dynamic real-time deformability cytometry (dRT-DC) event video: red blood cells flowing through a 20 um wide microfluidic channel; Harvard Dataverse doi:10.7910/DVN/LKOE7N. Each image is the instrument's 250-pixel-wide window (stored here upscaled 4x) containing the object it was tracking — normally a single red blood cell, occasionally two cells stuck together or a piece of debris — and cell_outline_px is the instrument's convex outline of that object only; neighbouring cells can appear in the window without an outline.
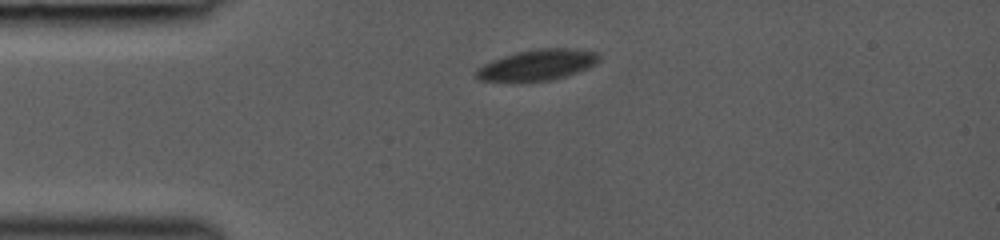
{"species": "common noctule bat (a hibernating species)", "species_latin": "Nyctalus noctula", "temperature_condition": "room temperature", "stored_images_in_passage": 21, "camera_frame_rate_fps": 3000, "um_per_image_px": 0.085, "animal": {"sex": "female", "body_mass_g": 19.0, "forearm_length_mm": 53.3}, "frame": {"image": 1, "passage_image": 1, "time_ms": 0.0, "image_size_px": [1000, 240], "cell_outline_px": [[600, 60], [596, 64], [588, 68], [552, 80], [476, 80], [476, 68], [492, 60], [516, 52], [536, 48], [576, 48], [596, 52], [600, 56]], "centroid_in_image_um": [45.71, 5.49], "position_along_channel_um": 39.3, "area_um2": 21.79}}
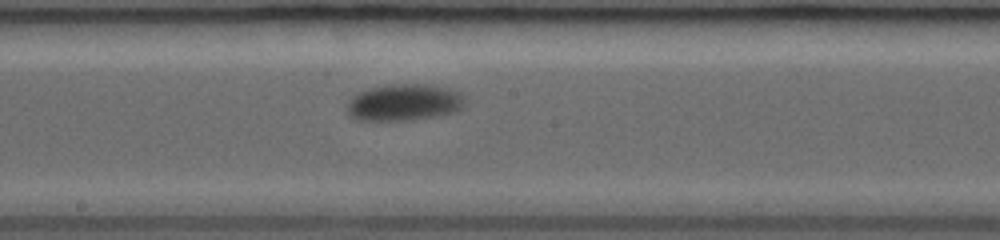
{"frame": {"image": 2, "passage_image": 9, "time_ms": 5.0, "image_size_px": [1000, 240], "cell_outline_px": [[464, 108], [456, 112], [412, 120], [356, 120], [348, 116], [348, 100], [352, 96], [368, 88], [388, 84], [432, 84], [448, 88], [460, 92], [464, 96]], "centroid_in_image_um": [34.36, 8.7], "position_along_channel_um": 213.8, "area_um2": 25.55}}
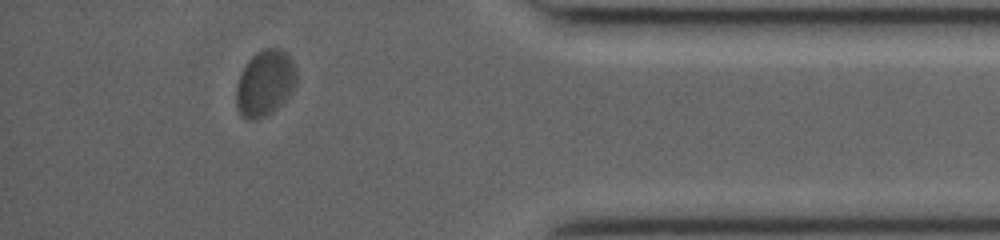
{"frame": {"image": 3, "passage_image": 18, "time_ms": 10.333, "image_size_px": [1000, 240], "cell_outline_px": [[296, 84], [292, 92], [272, 112], [256, 120], [248, 120], [240, 112], [236, 104], [236, 84], [240, 72], [248, 60], [256, 52], [264, 48], [280, 48], [292, 60], [296, 68]], "centroid_in_image_um": [22.51, 7.05], "position_along_channel_um": 412.7, "area_um2": 23.18}}